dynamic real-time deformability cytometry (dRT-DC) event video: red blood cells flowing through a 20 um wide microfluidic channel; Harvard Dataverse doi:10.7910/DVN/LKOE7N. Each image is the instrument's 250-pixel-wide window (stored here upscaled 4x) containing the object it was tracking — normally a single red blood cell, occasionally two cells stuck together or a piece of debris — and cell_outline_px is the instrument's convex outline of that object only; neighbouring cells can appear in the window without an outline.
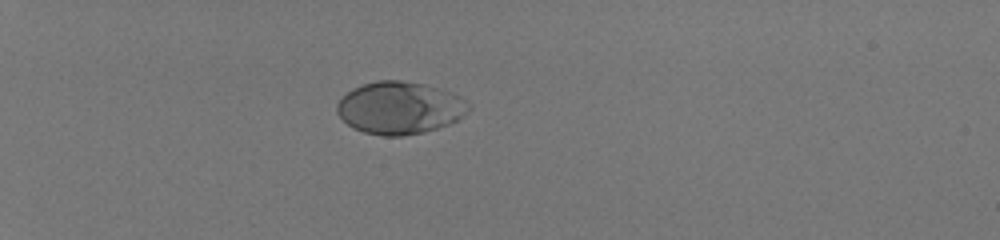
{"species": "human", "species_latin": "Homo sapiens", "temperature_condition": "room temperature", "stored_images_in_passage": 37, "camera_frame_rate_fps": 3000, "um_per_image_px": 0.085, "donor": {"sex": "male"}, "frame": {"image": 1, "passage_image": 1, "time_ms": 0.0, "image_size_px": [1000, 240], "cell_outline_px": [[472, 108], [468, 112], [456, 120], [448, 124], [424, 132], [400, 136], [384, 136], [364, 132], [352, 128], [336, 112], [336, 104], [352, 88], [376, 80], [400, 80], [424, 84], [452, 92], [460, 96], [472, 104]], "centroid_in_image_um": [34.0, 9.16], "position_along_channel_um": 51.0, "area_um2": 40.29}}
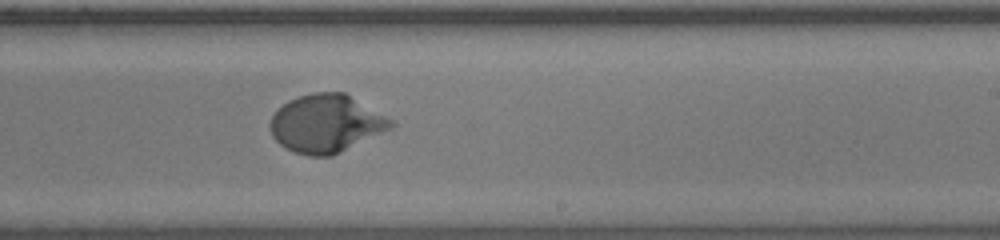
{"frame": {"image": 2, "passage_image": 21, "time_ms": 6.667, "image_size_px": [1000, 240], "cell_outline_px": [[396, 124], [392, 128], [332, 156], [308, 156], [296, 152], [280, 144], [272, 136], [268, 124], [276, 108], [288, 100], [300, 96], [316, 92], [344, 92], [392, 120]], "centroid_in_image_um": [27.69, 10.5], "position_along_channel_um": 261.3, "area_um2": 40.58}}
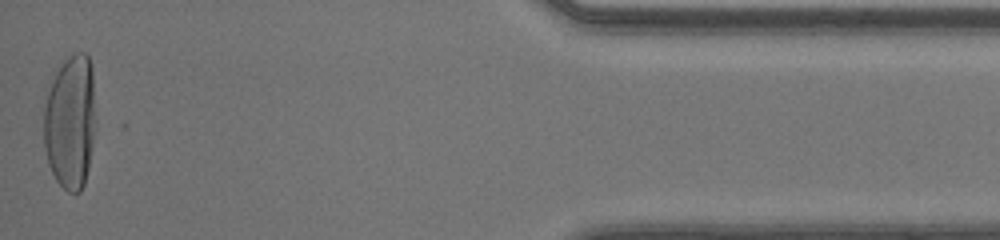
{"frame": {"image": 3, "passage_image": 37, "time_ms": 12.0, "image_size_px": [1000, 240], "cell_outline_px": [[96, 120], [88, 168], [84, 184], [80, 192], [68, 192], [56, 180], [48, 164], [44, 148], [44, 104], [52, 80], [56, 72], [64, 60], [68, 56], [76, 52], [84, 52], [88, 56], [92, 68]], "centroid_in_image_um": [5.98, 10.35], "position_along_channel_um": 429.2, "area_um2": 40.86}, "authors_computed_cell_mechanics": {"area_um2": 39.593, "velocity_mm_per_s": 4.0922, "shape_relaxation_time_tau1_ms": 2.957, "shape_relaxation_time_tau2_ms": null, "deformation_change_tau1": 0.2196, "deformation_change_tau2": null}}